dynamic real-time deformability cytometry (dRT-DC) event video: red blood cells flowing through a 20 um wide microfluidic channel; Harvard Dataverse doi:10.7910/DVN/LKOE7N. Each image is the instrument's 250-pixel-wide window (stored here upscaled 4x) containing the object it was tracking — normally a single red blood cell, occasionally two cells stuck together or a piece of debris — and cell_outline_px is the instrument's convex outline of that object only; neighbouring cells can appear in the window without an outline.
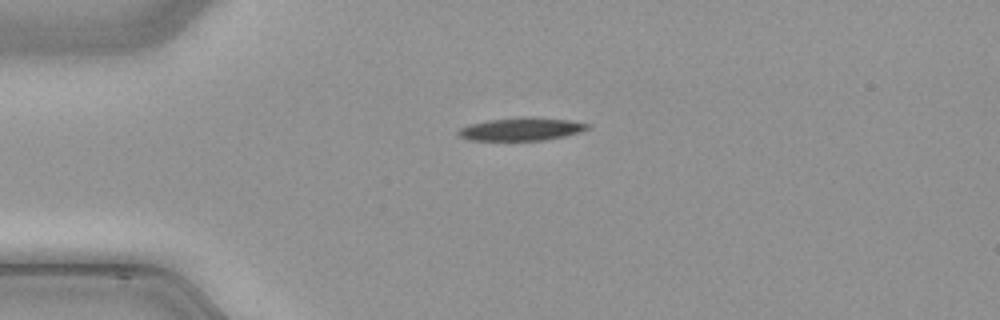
{"species": "common noctule bat (a hibernating species)", "species_latin": "Nyctalus noctula", "temperature_condition": "cold", "stored_images_in_passage": 15, "camera_frame_rate_fps": 3000, "um_per_image_px": 0.085, "animal": {"sex": "male", "body_mass_g": 21.5, "forearm_length_mm": 52.0}, "frame": {"image": 1, "passage_image": 3, "time_ms": 0.667, "image_size_px": [1000, 320], "cell_outline_px": [[592, 124], [588, 128], [580, 132], [564, 136], [544, 140], [468, 140], [460, 136], [456, 132], [460, 128], [468, 124], [488, 120], [524, 116], [532, 116], [568, 120]], "centroid_in_image_um": [44.31, 10.96], "position_along_channel_um": 40.7, "area_um2": 17.4}}